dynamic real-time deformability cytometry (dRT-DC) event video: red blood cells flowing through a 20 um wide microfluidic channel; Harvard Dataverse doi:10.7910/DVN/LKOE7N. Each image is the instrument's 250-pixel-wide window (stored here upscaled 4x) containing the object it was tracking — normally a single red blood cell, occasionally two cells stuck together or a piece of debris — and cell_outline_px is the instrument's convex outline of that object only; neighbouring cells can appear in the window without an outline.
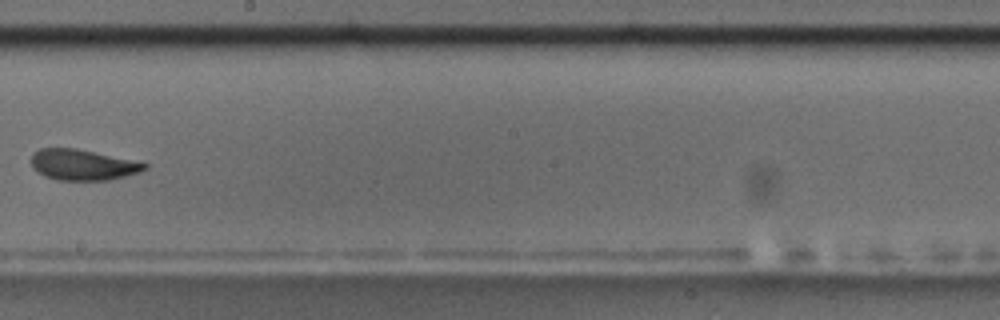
{"species": "common noctule bat (a hibernating species)", "species_latin": "Nyctalus noctula", "temperature_condition": "room temperature", "stored_images_in_passage": 13, "camera_frame_rate_fps": 3000, "um_per_image_px": 0.085, "animal": {"sex": "male", "body_mass_g": 17.5, "forearm_length_mm": 52.3}, "frame": {"image": 1, "passage_image": 8, "time_ms": 2.333, "image_size_px": [1000, 320], "cell_outline_px": [[148, 168], [140, 172], [108, 180], [56, 180], [44, 176], [36, 172], [32, 168], [32, 152], [40, 148], [76, 148], [148, 164]], "centroid_in_image_um": [6.97, 14.01], "position_along_channel_um": 241.2, "area_um2": 20.23}}